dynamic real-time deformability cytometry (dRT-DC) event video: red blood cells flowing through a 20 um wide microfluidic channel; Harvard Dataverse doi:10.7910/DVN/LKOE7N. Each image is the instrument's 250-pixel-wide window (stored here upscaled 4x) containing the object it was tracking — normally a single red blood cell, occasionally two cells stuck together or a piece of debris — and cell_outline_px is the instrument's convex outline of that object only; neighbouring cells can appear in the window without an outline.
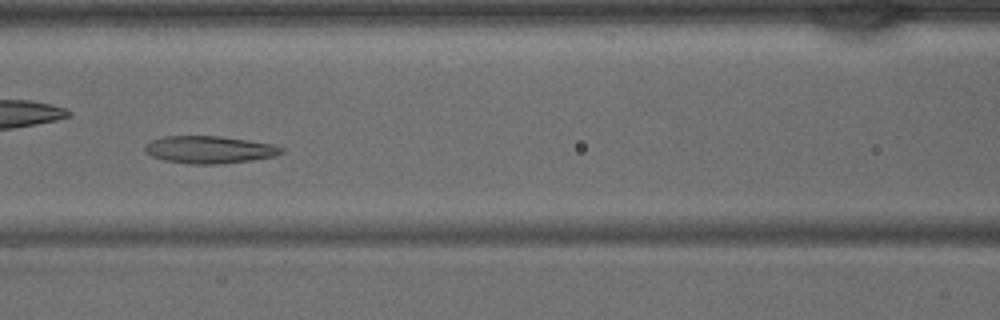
{"species": "common noctule bat (a hibernating species)", "species_latin": "Nyctalus noctula", "temperature_condition": "warm", "stored_images_in_passage": 43, "camera_frame_rate_fps": 3000, "um_per_image_px": 0.085, "animal": {"sex": "male", "body_mass_g": 15.6}, "frame": {"image": 1, "passage_image": 19, "time_ms": 6.0, "image_size_px": [1000, 320], "cell_outline_px": [[284, 152], [276, 156], [252, 160], [220, 164], [188, 164], [164, 160], [152, 156], [144, 148], [152, 140], [164, 136], [220, 136], [248, 140], [272, 144], [284, 148]], "centroid_in_image_um": [17.84, 12.72], "position_along_channel_um": 148.8, "area_um2": 21.73}}
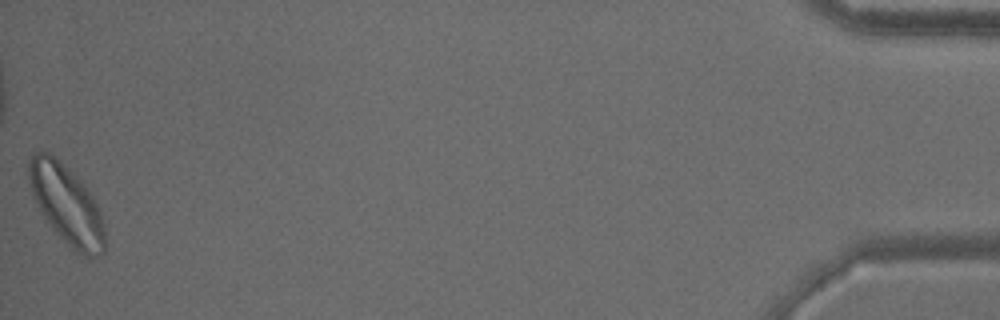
{"frame": {"image": 2, "passage_image": 43, "time_ms": 14.0, "image_size_px": [1000, 320], "cell_outline_px": [[104, 252], [92, 260], [72, 248], [52, 228], [44, 216], [36, 200], [28, 180], [28, 160], [36, 152], [48, 152], [60, 160], [84, 184], [96, 200], [100, 212], [104, 228]], "centroid_in_image_um": [5.68, 17.37], "position_along_channel_um": 429.5, "area_um2": 34.62}}